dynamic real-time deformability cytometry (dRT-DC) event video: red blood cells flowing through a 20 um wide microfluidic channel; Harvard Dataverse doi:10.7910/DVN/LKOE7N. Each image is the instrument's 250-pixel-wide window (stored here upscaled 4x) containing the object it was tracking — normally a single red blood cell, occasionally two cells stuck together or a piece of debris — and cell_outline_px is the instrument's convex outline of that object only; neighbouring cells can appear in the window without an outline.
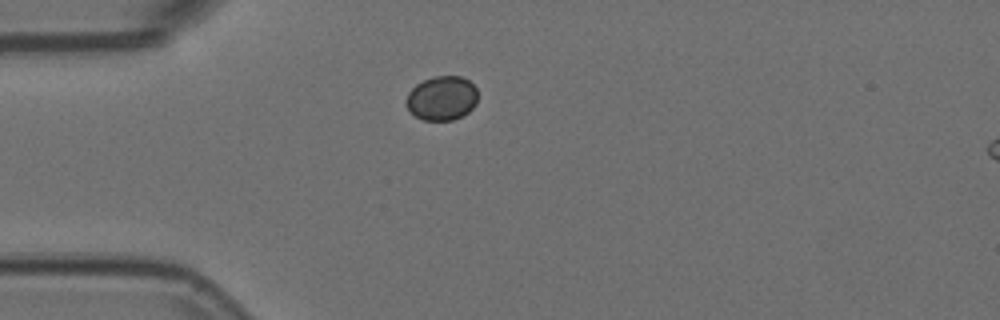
{"species": "Egyptian fruit bat (a non-hibernating species)", "species_latin": "Rousettus aegyptiacus", "temperature_condition": "room temperature", "stored_images_in_passage": 41, "camera_frame_rate_fps": 3000, "um_per_image_px": 0.085, "animal": {"sex": "female"}, "frame": {"image": 1, "passage_image": 1, "time_ms": 0.0, "image_size_px": [1000, 320], "cell_outline_px": [[476, 104], [468, 112], [452, 120], [424, 120], [416, 116], [404, 104], [404, 100], [408, 92], [416, 84], [432, 76], [460, 76], [468, 80], [476, 88]], "centroid_in_image_um": [37.52, 8.33], "position_along_channel_um": 47.5, "area_um2": 18.44}}
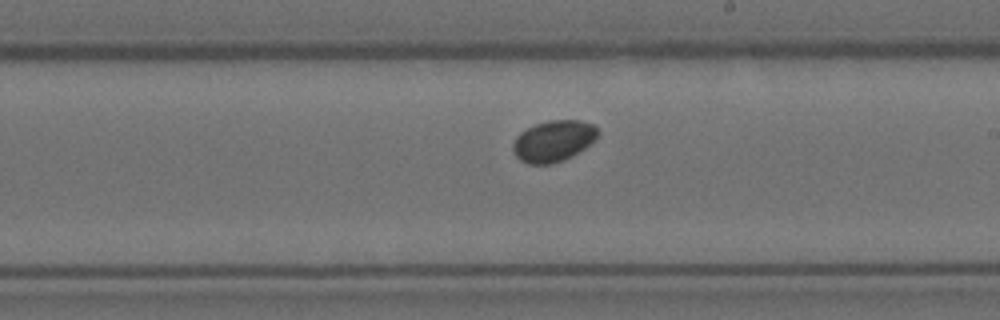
{"frame": {"image": 2, "passage_image": 18, "time_ms": 5.667, "image_size_px": [1000, 320], "cell_outline_px": [[600, 132], [596, 140], [572, 156], [552, 164], [528, 164], [520, 160], [512, 152], [512, 144], [516, 136], [520, 132], [536, 124], [548, 120], [580, 120], [592, 124]], "centroid_in_image_um": [47.03, 11.98], "position_along_channel_um": 242.0, "area_um2": 20.52}}
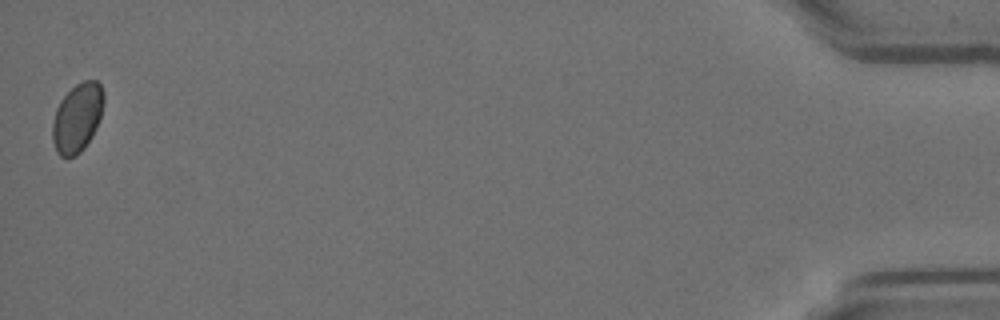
{"frame": {"image": 3, "passage_image": 41, "time_ms": 13.333, "image_size_px": [1000, 320], "cell_outline_px": [[104, 104], [96, 128], [92, 136], [84, 148], [76, 156], [60, 156], [56, 152], [52, 140], [52, 124], [56, 108], [60, 100], [76, 84], [84, 80], [96, 80], [100, 84], [104, 92]], "centroid_in_image_um": [6.57, 10.0], "position_along_channel_um": 428.6, "area_um2": 20.63}}